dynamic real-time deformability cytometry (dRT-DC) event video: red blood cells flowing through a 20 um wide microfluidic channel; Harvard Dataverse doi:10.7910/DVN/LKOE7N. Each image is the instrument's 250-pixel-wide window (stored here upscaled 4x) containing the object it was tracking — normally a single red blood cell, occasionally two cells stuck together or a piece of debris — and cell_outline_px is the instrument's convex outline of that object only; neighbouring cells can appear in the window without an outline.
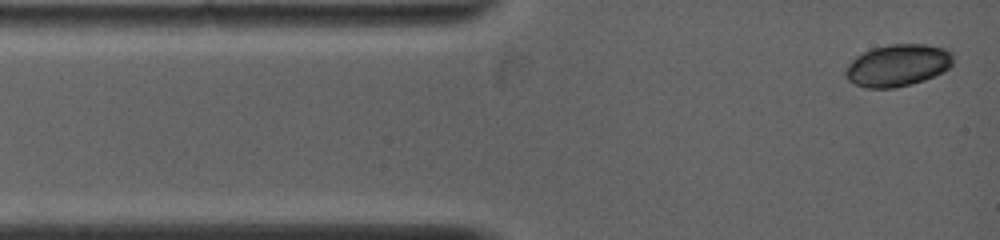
{"species": "common noctule bat (a hibernating species)", "species_latin": "Nyctalus noctula", "temperature_condition": "warm", "stored_images_in_passage": 30, "camera_frame_rate_fps": 5000, "um_per_image_px": 0.085, "animal": {"sex": "female", "body_mass_g": 19.0, "forearm_length_mm": 53.3}, "frame": {"image": 1, "passage_image": 1, "time_ms": 0.0, "image_size_px": [1000, 240], "cell_outline_px": [[952, 64], [948, 68], [924, 80], [912, 84], [896, 88], [864, 88], [848, 80], [844, 76], [844, 72], [848, 64], [856, 56], [872, 48], [892, 44], [924, 44], [948, 48], [952, 52]], "centroid_in_image_um": [76.29, 5.55], "position_along_channel_um": 8.7, "area_um2": 26.41}}
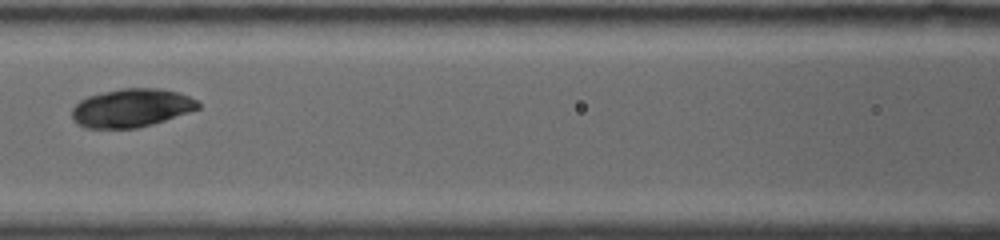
{"frame": {"image": 2, "passage_image": 13, "time_ms": 4.8, "image_size_px": [1000, 240], "cell_outline_px": [[200, 108], [152, 124], [136, 128], [84, 128], [76, 124], [72, 120], [72, 108], [80, 100], [88, 96], [120, 88], [160, 88], [176, 92], [188, 96], [196, 100], [200, 104]], "centroid_in_image_um": [11.13, 9.18], "position_along_channel_um": 155.5, "area_um2": 28.15}}
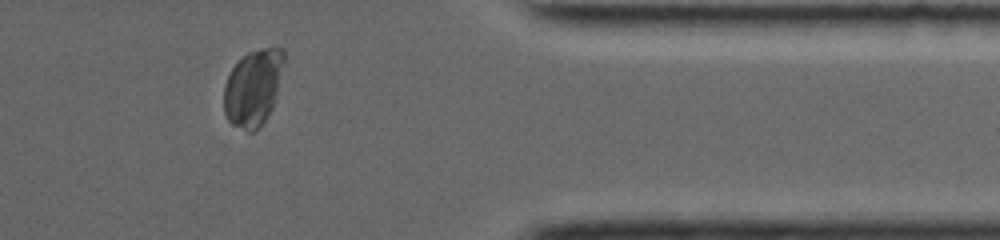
{"frame": {"image": 3, "passage_image": 26, "time_ms": 11.2, "image_size_px": [1000, 240], "cell_outline_px": [[284, 64], [272, 108], [264, 120], [252, 132], [248, 132], [232, 124], [228, 120], [224, 112], [224, 84], [232, 68], [248, 52], [272, 44], [276, 44], [284, 52]], "centroid_in_image_um": [21.52, 7.4], "position_along_channel_um": 389.9, "area_um2": 26.76}, "authors_computed_cell_mechanics": {"area_um2": 28.5243, "velocity_mm_per_s": 3.9534, "shape_relaxation_time_tau1_ms": 1.7284, "shape_relaxation_time_tau2_ms": 1.6887, "deformation_change_tau1": 0.0572, "deformation_change_tau2": 0.0397}}